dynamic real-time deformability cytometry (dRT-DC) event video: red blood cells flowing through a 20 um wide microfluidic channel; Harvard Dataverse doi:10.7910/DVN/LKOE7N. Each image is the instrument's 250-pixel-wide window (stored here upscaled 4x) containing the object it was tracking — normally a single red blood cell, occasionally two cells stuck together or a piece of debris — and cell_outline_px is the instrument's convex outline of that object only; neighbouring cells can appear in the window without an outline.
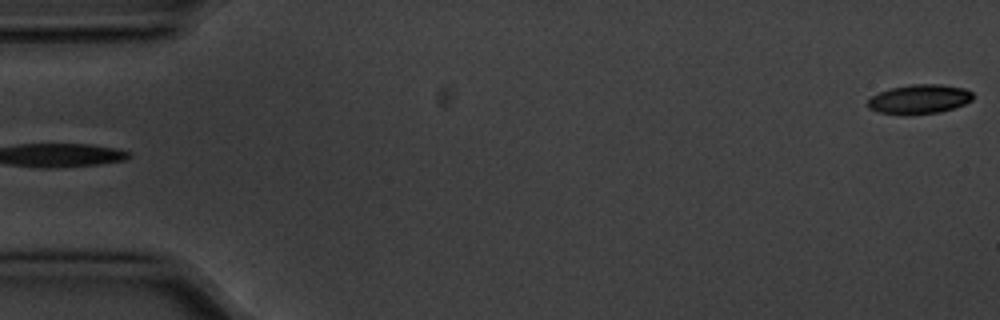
{"species": "common noctule bat (a hibernating species)", "species_latin": "Nyctalus noctula", "temperature_condition": "cold", "stored_images_in_passage": 5, "segment_of_instrument_passage": [2, 2], "camera_frame_rate_fps": 3000, "um_per_image_px": 0.085, "animal": {"sex": "male", "body_mass_g": 20.1, "forearm_length_mm": 53.5}, "frame": {"image": 1, "passage_image": 5, "time_ms": 1.333, "image_size_px": [1000, 320], "cell_outline_px": [[972, 100], [964, 104], [940, 112], [880, 112], [868, 108], [868, 100], [872, 96], [888, 88], [908, 84], [940, 84], [964, 88], [972, 92]], "centroid_in_image_um": [78.16, 8.37], "position_along_channel_um": 6.8, "area_um2": 17.28}}